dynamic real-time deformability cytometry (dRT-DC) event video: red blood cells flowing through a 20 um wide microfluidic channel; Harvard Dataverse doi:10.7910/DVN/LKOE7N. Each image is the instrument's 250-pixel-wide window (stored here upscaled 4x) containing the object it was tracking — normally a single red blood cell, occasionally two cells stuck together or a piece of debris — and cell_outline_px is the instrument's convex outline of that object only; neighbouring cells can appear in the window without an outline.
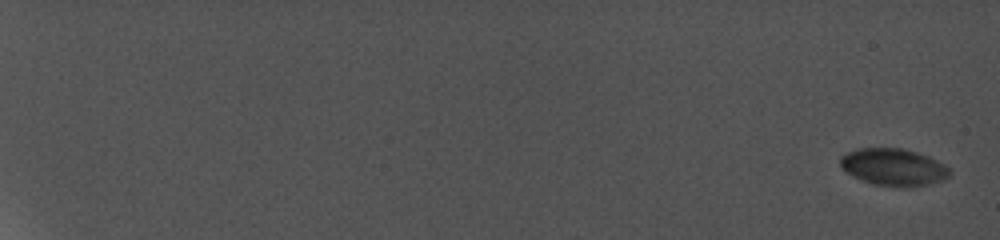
{"species": "common noctule bat (a hibernating species)", "species_latin": "Nyctalus noctula", "temperature_condition": "cold", "stored_images_in_passage": 15, "camera_frame_rate_fps": 5000, "um_per_image_px": 0.085, "animal": {"sex": "female", "body_mass_g": 19.0, "forearm_length_mm": 56.7}, "frame": {"image": 1, "passage_image": 1, "time_ms": 0.0, "image_size_px": [1000, 240], "cell_outline_px": [[948, 172], [944, 176], [920, 184], [884, 184], [868, 180], [856, 176], [848, 172], [840, 164], [840, 160], [848, 152], [860, 148], [900, 148], [924, 156], [948, 168]], "centroid_in_image_um": [75.82, 14.12], "position_along_channel_um": 9.2, "area_um2": 21.1}}
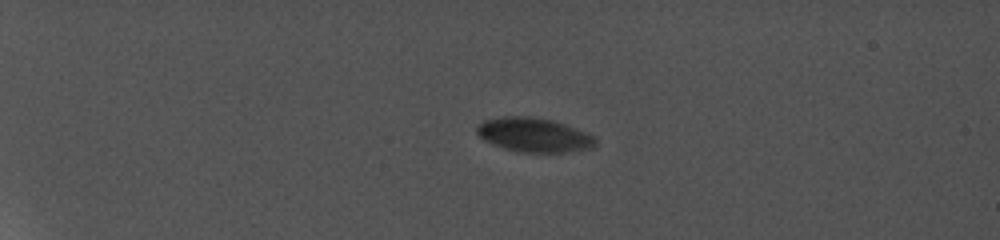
{"frame": {"image": 2, "passage_image": 7, "time_ms": 5.4, "image_size_px": [1000, 240], "cell_outline_px": [[596, 140], [592, 144], [556, 152], [528, 152], [508, 148], [488, 140], [480, 136], [476, 128], [484, 120], [508, 116], [516, 116], [548, 120], [572, 128], [592, 136]], "centroid_in_image_um": [45.26, 11.44], "position_along_channel_um": 39.7, "area_um2": 21.44}}
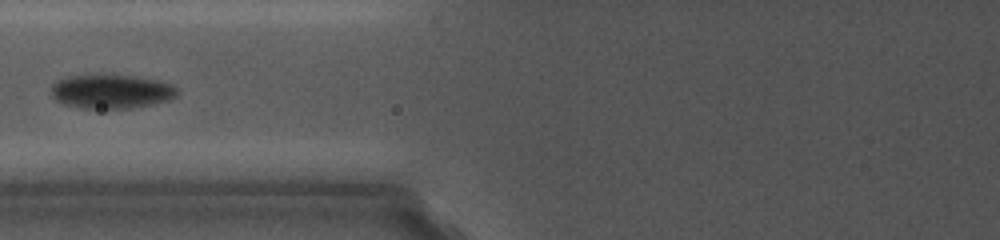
{"frame": {"image": 3, "passage_image": 12, "time_ms": 10.0, "image_size_px": [1000, 240], "cell_outline_px": [[176, 92], [172, 96], [164, 100], [148, 104], [124, 108], [84, 108], [64, 104], [56, 100], [52, 96], [52, 84], [56, 80], [64, 76], [88, 72], [124, 76], [152, 80], [168, 84], [176, 88]], "centroid_in_image_um": [9.26, 7.73], "position_along_channel_um": 116.5, "area_um2": 24.62}}